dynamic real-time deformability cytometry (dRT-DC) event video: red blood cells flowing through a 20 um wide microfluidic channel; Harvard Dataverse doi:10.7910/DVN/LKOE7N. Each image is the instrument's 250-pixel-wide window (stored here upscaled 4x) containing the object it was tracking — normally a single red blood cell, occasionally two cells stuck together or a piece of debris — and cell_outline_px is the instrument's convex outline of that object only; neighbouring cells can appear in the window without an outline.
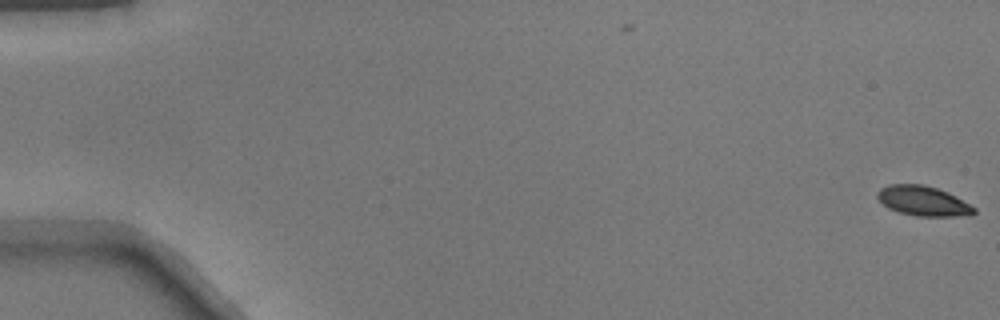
{"species": "common noctule bat (a hibernating species)", "species_latin": "Nyctalus noctula", "temperature_condition": "warm", "stored_images_in_passage": 52, "camera_frame_rate_fps": 3000, "um_per_image_px": 0.085, "animal": {"sex": "male", "body_mass_g": 17.9}, "frame": {"image": 1, "passage_image": 1, "time_ms": 0.0, "image_size_px": [1000, 320], "cell_outline_px": [[976, 212], [972, 216], [916, 216], [900, 212], [888, 208], [876, 196], [876, 192], [880, 188], [888, 184], [924, 184], [948, 192], [956, 196], [976, 208]], "centroid_in_image_um": [78.48, 17.08], "position_along_channel_um": 6.5, "area_um2": 16.94}}
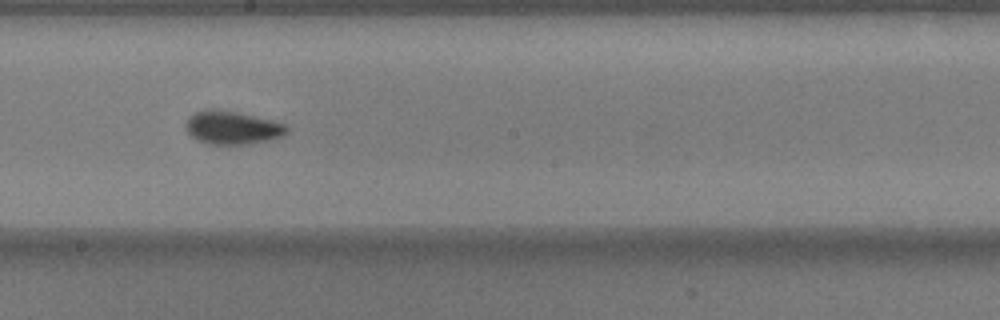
{"frame": {"image": 2, "passage_image": 30, "time_ms": 9.667, "image_size_px": [1000, 320], "cell_outline_px": [[288, 132], [284, 136], [272, 140], [244, 144], [212, 144], [196, 140], [188, 132], [184, 124], [188, 116], [196, 112], [212, 108], [216, 108], [236, 112], [272, 120], [284, 124], [288, 128]], "centroid_in_image_um": [19.74, 10.85], "position_along_channel_um": 228.5, "area_um2": 19.65}}
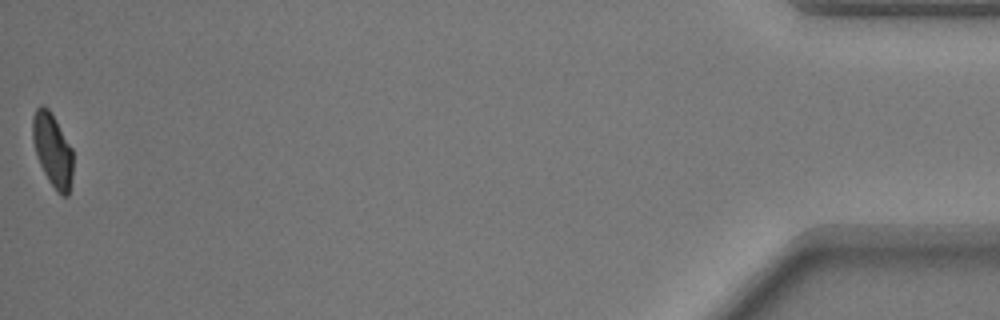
{"frame": {"image": 3, "passage_image": 52, "time_ms": 17.0, "image_size_px": [1000, 320], "cell_outline_px": [[72, 176], [68, 196], [64, 196], [56, 192], [48, 180], [36, 156], [32, 140], [32, 116], [36, 108], [40, 104], [44, 104], [48, 108], [72, 148]], "centroid_in_image_um": [4.44, 12.75], "position_along_channel_um": 430.8, "area_um2": 17.28}}